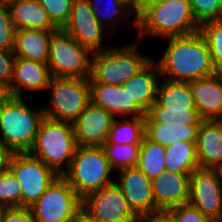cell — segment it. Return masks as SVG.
Returning a JSON list of instances; mask_svg holds the SVG:
<instances>
[{"instance_id":"18","label":"cell","mask_w":222,"mask_h":222,"mask_svg":"<svg viewBox=\"0 0 222 222\" xmlns=\"http://www.w3.org/2000/svg\"><path fill=\"white\" fill-rule=\"evenodd\" d=\"M194 103L202 120L222 118V73L190 82Z\"/></svg>"},{"instance_id":"42","label":"cell","mask_w":222,"mask_h":222,"mask_svg":"<svg viewBox=\"0 0 222 222\" xmlns=\"http://www.w3.org/2000/svg\"><path fill=\"white\" fill-rule=\"evenodd\" d=\"M76 222H103L90 217L83 209L78 214Z\"/></svg>"},{"instance_id":"15","label":"cell","mask_w":222,"mask_h":222,"mask_svg":"<svg viewBox=\"0 0 222 222\" xmlns=\"http://www.w3.org/2000/svg\"><path fill=\"white\" fill-rule=\"evenodd\" d=\"M114 116L91 101L72 123L78 146H103Z\"/></svg>"},{"instance_id":"40","label":"cell","mask_w":222,"mask_h":222,"mask_svg":"<svg viewBox=\"0 0 222 222\" xmlns=\"http://www.w3.org/2000/svg\"><path fill=\"white\" fill-rule=\"evenodd\" d=\"M12 155L13 152L0 142V172L8 169Z\"/></svg>"},{"instance_id":"34","label":"cell","mask_w":222,"mask_h":222,"mask_svg":"<svg viewBox=\"0 0 222 222\" xmlns=\"http://www.w3.org/2000/svg\"><path fill=\"white\" fill-rule=\"evenodd\" d=\"M96 1H98V0H95V1L94 0H89L90 5H91V9L93 10L94 15L96 16V18L98 19V21L100 22V24L103 27H106L105 23H104L105 18H106V20H109L108 21L109 22L108 26L113 28L114 27L113 25L115 23H117V20L112 19V18H115L116 16H121L122 13L124 14L125 12H126V15H130V14L133 13L132 10L129 7H127L124 3L120 2L119 0H111L112 4H109L108 7H106V8L98 6L100 9L97 7L98 2H96Z\"/></svg>"},{"instance_id":"12","label":"cell","mask_w":222,"mask_h":222,"mask_svg":"<svg viewBox=\"0 0 222 222\" xmlns=\"http://www.w3.org/2000/svg\"><path fill=\"white\" fill-rule=\"evenodd\" d=\"M218 169L197 168L190 175L188 203L211 222H222V183Z\"/></svg>"},{"instance_id":"28","label":"cell","mask_w":222,"mask_h":222,"mask_svg":"<svg viewBox=\"0 0 222 222\" xmlns=\"http://www.w3.org/2000/svg\"><path fill=\"white\" fill-rule=\"evenodd\" d=\"M165 155V146L151 142L144 137L136 167L152 180L166 170L164 165Z\"/></svg>"},{"instance_id":"36","label":"cell","mask_w":222,"mask_h":222,"mask_svg":"<svg viewBox=\"0 0 222 222\" xmlns=\"http://www.w3.org/2000/svg\"><path fill=\"white\" fill-rule=\"evenodd\" d=\"M167 212L171 215L173 222H211L198 208L189 203L173 207Z\"/></svg>"},{"instance_id":"33","label":"cell","mask_w":222,"mask_h":222,"mask_svg":"<svg viewBox=\"0 0 222 222\" xmlns=\"http://www.w3.org/2000/svg\"><path fill=\"white\" fill-rule=\"evenodd\" d=\"M189 2L199 25L222 19V0H189Z\"/></svg>"},{"instance_id":"2","label":"cell","mask_w":222,"mask_h":222,"mask_svg":"<svg viewBox=\"0 0 222 222\" xmlns=\"http://www.w3.org/2000/svg\"><path fill=\"white\" fill-rule=\"evenodd\" d=\"M136 26L140 33L150 36H183L198 31L189 0H160L143 3L141 12L136 16Z\"/></svg>"},{"instance_id":"45","label":"cell","mask_w":222,"mask_h":222,"mask_svg":"<svg viewBox=\"0 0 222 222\" xmlns=\"http://www.w3.org/2000/svg\"><path fill=\"white\" fill-rule=\"evenodd\" d=\"M160 0H143V3H152V2H157Z\"/></svg>"},{"instance_id":"32","label":"cell","mask_w":222,"mask_h":222,"mask_svg":"<svg viewBox=\"0 0 222 222\" xmlns=\"http://www.w3.org/2000/svg\"><path fill=\"white\" fill-rule=\"evenodd\" d=\"M47 11L48 17L57 29H63L67 24L72 9L73 0H38Z\"/></svg>"},{"instance_id":"16","label":"cell","mask_w":222,"mask_h":222,"mask_svg":"<svg viewBox=\"0 0 222 222\" xmlns=\"http://www.w3.org/2000/svg\"><path fill=\"white\" fill-rule=\"evenodd\" d=\"M118 181L122 194L137 216L159 212L155 207L151 180L138 168L120 169Z\"/></svg>"},{"instance_id":"7","label":"cell","mask_w":222,"mask_h":222,"mask_svg":"<svg viewBox=\"0 0 222 222\" xmlns=\"http://www.w3.org/2000/svg\"><path fill=\"white\" fill-rule=\"evenodd\" d=\"M136 45L105 49L92 54L89 83L121 86L139 73L151 59L140 55Z\"/></svg>"},{"instance_id":"17","label":"cell","mask_w":222,"mask_h":222,"mask_svg":"<svg viewBox=\"0 0 222 222\" xmlns=\"http://www.w3.org/2000/svg\"><path fill=\"white\" fill-rule=\"evenodd\" d=\"M190 175L165 170L151 180L155 207L159 211L188 203Z\"/></svg>"},{"instance_id":"4","label":"cell","mask_w":222,"mask_h":222,"mask_svg":"<svg viewBox=\"0 0 222 222\" xmlns=\"http://www.w3.org/2000/svg\"><path fill=\"white\" fill-rule=\"evenodd\" d=\"M77 146L72 123L45 117L28 153L62 176L70 167ZM64 162H67L66 169Z\"/></svg>"},{"instance_id":"22","label":"cell","mask_w":222,"mask_h":222,"mask_svg":"<svg viewBox=\"0 0 222 222\" xmlns=\"http://www.w3.org/2000/svg\"><path fill=\"white\" fill-rule=\"evenodd\" d=\"M90 101L107 110L114 117L116 114H128L132 117H145V113L127 95L119 85L89 83Z\"/></svg>"},{"instance_id":"27","label":"cell","mask_w":222,"mask_h":222,"mask_svg":"<svg viewBox=\"0 0 222 222\" xmlns=\"http://www.w3.org/2000/svg\"><path fill=\"white\" fill-rule=\"evenodd\" d=\"M145 117L118 121L114 118L105 144H141L144 133Z\"/></svg>"},{"instance_id":"44","label":"cell","mask_w":222,"mask_h":222,"mask_svg":"<svg viewBox=\"0 0 222 222\" xmlns=\"http://www.w3.org/2000/svg\"><path fill=\"white\" fill-rule=\"evenodd\" d=\"M13 1H15V0H0V4L9 5Z\"/></svg>"},{"instance_id":"14","label":"cell","mask_w":222,"mask_h":222,"mask_svg":"<svg viewBox=\"0 0 222 222\" xmlns=\"http://www.w3.org/2000/svg\"><path fill=\"white\" fill-rule=\"evenodd\" d=\"M104 27L91 9L89 0H73L71 15L63 30L70 34L81 46L92 53L102 49Z\"/></svg>"},{"instance_id":"25","label":"cell","mask_w":222,"mask_h":222,"mask_svg":"<svg viewBox=\"0 0 222 222\" xmlns=\"http://www.w3.org/2000/svg\"><path fill=\"white\" fill-rule=\"evenodd\" d=\"M199 125H179L155 123L145 114V138L162 146L173 145L179 141L196 142Z\"/></svg>"},{"instance_id":"41","label":"cell","mask_w":222,"mask_h":222,"mask_svg":"<svg viewBox=\"0 0 222 222\" xmlns=\"http://www.w3.org/2000/svg\"><path fill=\"white\" fill-rule=\"evenodd\" d=\"M124 3L127 7H129L132 12L136 13L133 24L136 25V16L141 12L143 7V0H119Z\"/></svg>"},{"instance_id":"20","label":"cell","mask_w":222,"mask_h":222,"mask_svg":"<svg viewBox=\"0 0 222 222\" xmlns=\"http://www.w3.org/2000/svg\"><path fill=\"white\" fill-rule=\"evenodd\" d=\"M196 151L199 167L222 168V121L201 120L199 123Z\"/></svg>"},{"instance_id":"37","label":"cell","mask_w":222,"mask_h":222,"mask_svg":"<svg viewBox=\"0 0 222 222\" xmlns=\"http://www.w3.org/2000/svg\"><path fill=\"white\" fill-rule=\"evenodd\" d=\"M15 58L13 51L0 48V87L5 91L11 85Z\"/></svg>"},{"instance_id":"31","label":"cell","mask_w":222,"mask_h":222,"mask_svg":"<svg viewBox=\"0 0 222 222\" xmlns=\"http://www.w3.org/2000/svg\"><path fill=\"white\" fill-rule=\"evenodd\" d=\"M21 185L9 170L0 172V208L21 206Z\"/></svg>"},{"instance_id":"24","label":"cell","mask_w":222,"mask_h":222,"mask_svg":"<svg viewBox=\"0 0 222 222\" xmlns=\"http://www.w3.org/2000/svg\"><path fill=\"white\" fill-rule=\"evenodd\" d=\"M8 7L16 30H57L38 0H15Z\"/></svg>"},{"instance_id":"11","label":"cell","mask_w":222,"mask_h":222,"mask_svg":"<svg viewBox=\"0 0 222 222\" xmlns=\"http://www.w3.org/2000/svg\"><path fill=\"white\" fill-rule=\"evenodd\" d=\"M8 169L21 185V207H31L59 176L28 152L13 153Z\"/></svg>"},{"instance_id":"23","label":"cell","mask_w":222,"mask_h":222,"mask_svg":"<svg viewBox=\"0 0 222 222\" xmlns=\"http://www.w3.org/2000/svg\"><path fill=\"white\" fill-rule=\"evenodd\" d=\"M55 31L19 29L15 31L13 54L16 58L47 63L50 39Z\"/></svg>"},{"instance_id":"13","label":"cell","mask_w":222,"mask_h":222,"mask_svg":"<svg viewBox=\"0 0 222 222\" xmlns=\"http://www.w3.org/2000/svg\"><path fill=\"white\" fill-rule=\"evenodd\" d=\"M82 209L103 222H137L138 216L128 205L115 181L82 200Z\"/></svg>"},{"instance_id":"6","label":"cell","mask_w":222,"mask_h":222,"mask_svg":"<svg viewBox=\"0 0 222 222\" xmlns=\"http://www.w3.org/2000/svg\"><path fill=\"white\" fill-rule=\"evenodd\" d=\"M155 123L199 125L202 120L196 110L190 82L158 83L156 102L146 113Z\"/></svg>"},{"instance_id":"1","label":"cell","mask_w":222,"mask_h":222,"mask_svg":"<svg viewBox=\"0 0 222 222\" xmlns=\"http://www.w3.org/2000/svg\"><path fill=\"white\" fill-rule=\"evenodd\" d=\"M168 40L169 45L157 62L160 74L167 80L192 82L216 73L208 44L199 30Z\"/></svg>"},{"instance_id":"8","label":"cell","mask_w":222,"mask_h":222,"mask_svg":"<svg viewBox=\"0 0 222 222\" xmlns=\"http://www.w3.org/2000/svg\"><path fill=\"white\" fill-rule=\"evenodd\" d=\"M92 52L81 46L63 29L51 36L47 65L51 76L68 78L91 77Z\"/></svg>"},{"instance_id":"43","label":"cell","mask_w":222,"mask_h":222,"mask_svg":"<svg viewBox=\"0 0 222 222\" xmlns=\"http://www.w3.org/2000/svg\"><path fill=\"white\" fill-rule=\"evenodd\" d=\"M6 96L5 90L0 87V101Z\"/></svg>"},{"instance_id":"38","label":"cell","mask_w":222,"mask_h":222,"mask_svg":"<svg viewBox=\"0 0 222 222\" xmlns=\"http://www.w3.org/2000/svg\"><path fill=\"white\" fill-rule=\"evenodd\" d=\"M0 222H34L29 207L0 208Z\"/></svg>"},{"instance_id":"29","label":"cell","mask_w":222,"mask_h":222,"mask_svg":"<svg viewBox=\"0 0 222 222\" xmlns=\"http://www.w3.org/2000/svg\"><path fill=\"white\" fill-rule=\"evenodd\" d=\"M102 147L111 169L137 166L141 144H104Z\"/></svg>"},{"instance_id":"26","label":"cell","mask_w":222,"mask_h":222,"mask_svg":"<svg viewBox=\"0 0 222 222\" xmlns=\"http://www.w3.org/2000/svg\"><path fill=\"white\" fill-rule=\"evenodd\" d=\"M165 148L164 165L166 170L181 174H192L199 168L196 142L179 141Z\"/></svg>"},{"instance_id":"9","label":"cell","mask_w":222,"mask_h":222,"mask_svg":"<svg viewBox=\"0 0 222 222\" xmlns=\"http://www.w3.org/2000/svg\"><path fill=\"white\" fill-rule=\"evenodd\" d=\"M51 107L42 109L46 118L73 123L90 102L89 78L51 77Z\"/></svg>"},{"instance_id":"5","label":"cell","mask_w":222,"mask_h":222,"mask_svg":"<svg viewBox=\"0 0 222 222\" xmlns=\"http://www.w3.org/2000/svg\"><path fill=\"white\" fill-rule=\"evenodd\" d=\"M111 172L102 146H77L70 167L62 176L83 200L113 183Z\"/></svg>"},{"instance_id":"21","label":"cell","mask_w":222,"mask_h":222,"mask_svg":"<svg viewBox=\"0 0 222 222\" xmlns=\"http://www.w3.org/2000/svg\"><path fill=\"white\" fill-rule=\"evenodd\" d=\"M150 61L136 75L121 85L126 90L130 100H132L145 114L156 102L158 83L161 74L157 63Z\"/></svg>"},{"instance_id":"39","label":"cell","mask_w":222,"mask_h":222,"mask_svg":"<svg viewBox=\"0 0 222 222\" xmlns=\"http://www.w3.org/2000/svg\"><path fill=\"white\" fill-rule=\"evenodd\" d=\"M137 222H173V219L167 211H159L138 216Z\"/></svg>"},{"instance_id":"10","label":"cell","mask_w":222,"mask_h":222,"mask_svg":"<svg viewBox=\"0 0 222 222\" xmlns=\"http://www.w3.org/2000/svg\"><path fill=\"white\" fill-rule=\"evenodd\" d=\"M29 208L34 222H76L82 199L63 176H58Z\"/></svg>"},{"instance_id":"30","label":"cell","mask_w":222,"mask_h":222,"mask_svg":"<svg viewBox=\"0 0 222 222\" xmlns=\"http://www.w3.org/2000/svg\"><path fill=\"white\" fill-rule=\"evenodd\" d=\"M199 31L208 44L216 73H222V19L201 24Z\"/></svg>"},{"instance_id":"3","label":"cell","mask_w":222,"mask_h":222,"mask_svg":"<svg viewBox=\"0 0 222 222\" xmlns=\"http://www.w3.org/2000/svg\"><path fill=\"white\" fill-rule=\"evenodd\" d=\"M44 118L43 110L29 108L22 97L6 95L0 101V142L13 153L29 152Z\"/></svg>"},{"instance_id":"19","label":"cell","mask_w":222,"mask_h":222,"mask_svg":"<svg viewBox=\"0 0 222 222\" xmlns=\"http://www.w3.org/2000/svg\"><path fill=\"white\" fill-rule=\"evenodd\" d=\"M51 77L47 63L15 58L11 85L5 93L8 96L22 97L25 89H46Z\"/></svg>"},{"instance_id":"35","label":"cell","mask_w":222,"mask_h":222,"mask_svg":"<svg viewBox=\"0 0 222 222\" xmlns=\"http://www.w3.org/2000/svg\"><path fill=\"white\" fill-rule=\"evenodd\" d=\"M15 27L11 19L8 5L0 4V48L13 51Z\"/></svg>"}]
</instances>
